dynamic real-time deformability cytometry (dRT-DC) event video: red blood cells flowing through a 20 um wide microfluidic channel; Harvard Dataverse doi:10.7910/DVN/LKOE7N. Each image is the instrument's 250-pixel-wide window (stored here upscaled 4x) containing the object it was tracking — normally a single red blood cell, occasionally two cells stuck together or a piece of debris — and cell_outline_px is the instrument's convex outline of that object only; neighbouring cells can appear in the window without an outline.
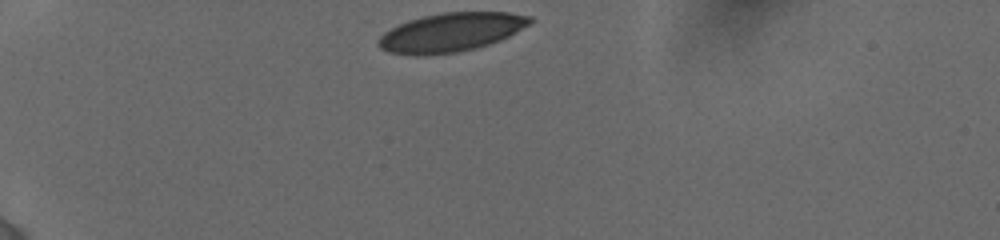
{"species": "human", "species_latin": "Homo sapiens", "temperature_condition": "cold", "stored_images_in_passage": 8, "camera_frame_rate_fps": 3000, "um_per_image_px": 0.085, "donor": {"sex": "female"}, "frame": {"image": 1, "passage_image": 1, "time_ms": 0.0, "image_size_px": [1000, 240], "cell_outline_px": [[536, 20], [532, 24], [500, 40], [476, 48], [456, 52], [416, 56], [388, 52], [380, 48], [376, 44], [376, 40], [384, 32], [408, 20], [424, 16], [444, 12], [508, 12], [532, 16]], "centroid_in_image_um": [38.35, 2.74], "position_along_channel_um": 46.6, "area_um2": 34.45}}
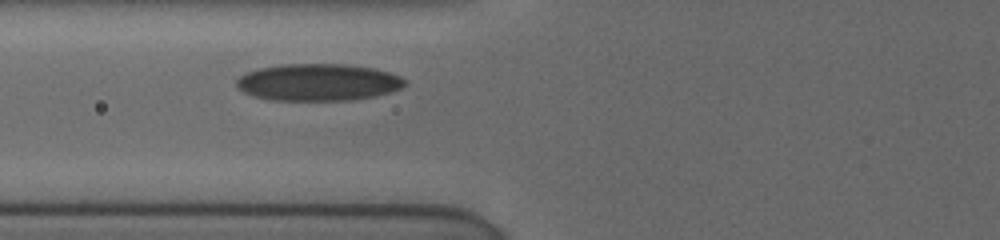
{"frame": {"image": 2, "passage_image": 5, "time_ms": 2.667, "image_size_px": [1000, 240], "cell_outline_px": [[408, 84], [400, 88], [388, 92], [372, 96], [352, 100], [272, 100], [252, 96], [244, 92], [236, 84], [236, 80], [240, 76], [248, 72], [260, 68], [280, 64], [344, 64], [376, 68], [400, 76]], "centroid_in_image_um": [27.04, 6.99], "position_along_channel_um": 98.8, "area_um2": 36.18}}
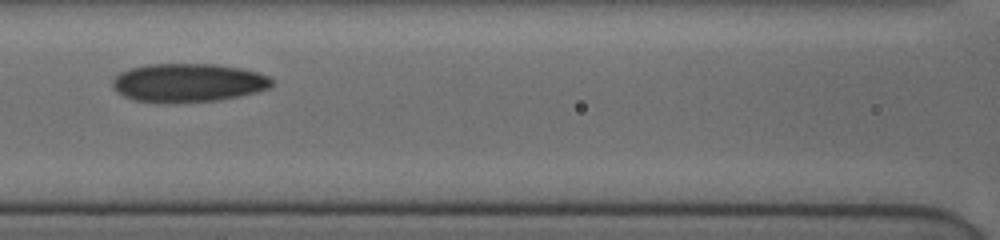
{"frame": {"image": 3, "passage_image": 7, "time_ms": 4.0, "image_size_px": [1000, 240], "cell_outline_px": [[272, 84], [268, 88], [256, 92], [240, 96], [216, 100], [136, 100], [124, 96], [116, 92], [112, 88], [112, 80], [120, 72], [128, 68], [148, 64], [216, 64], [240, 68], [256, 72], [268, 76], [272, 80]], "centroid_in_image_um": [15.98, 6.99], "position_along_channel_um": 150.6, "area_um2": 34.85}}